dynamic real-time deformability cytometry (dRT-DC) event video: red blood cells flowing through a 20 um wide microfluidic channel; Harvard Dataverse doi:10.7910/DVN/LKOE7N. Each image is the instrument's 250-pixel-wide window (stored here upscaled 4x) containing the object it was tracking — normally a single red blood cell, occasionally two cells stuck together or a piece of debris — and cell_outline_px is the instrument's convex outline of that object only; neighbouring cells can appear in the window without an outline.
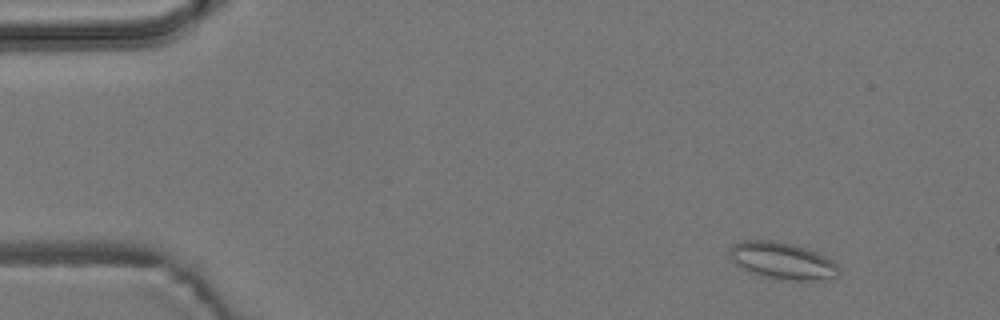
{"species": "common noctule bat (a hibernating species)", "species_latin": "Nyctalus noctula", "temperature_condition": "room temperature", "stored_images_in_passage": 6, "camera_frame_rate_fps": 3000, "um_per_image_px": 0.085, "animal": {"sex": "male", "body_mass_g": 19.2, "forearm_length_mm": 51.8}, "frame": {"image": 1, "passage_image": 2, "time_ms": 1.0, "image_size_px": [1000, 320], "cell_outline_px": [[840, 276], [820, 280], [780, 280], [752, 272], [736, 264], [732, 260], [728, 252], [728, 248], [732, 244], [744, 240], [772, 240], [792, 244], [816, 252], [832, 260], [840, 268]], "centroid_in_image_um": [66.51, 22.16], "position_along_channel_um": 18.5, "area_um2": 23.41}}